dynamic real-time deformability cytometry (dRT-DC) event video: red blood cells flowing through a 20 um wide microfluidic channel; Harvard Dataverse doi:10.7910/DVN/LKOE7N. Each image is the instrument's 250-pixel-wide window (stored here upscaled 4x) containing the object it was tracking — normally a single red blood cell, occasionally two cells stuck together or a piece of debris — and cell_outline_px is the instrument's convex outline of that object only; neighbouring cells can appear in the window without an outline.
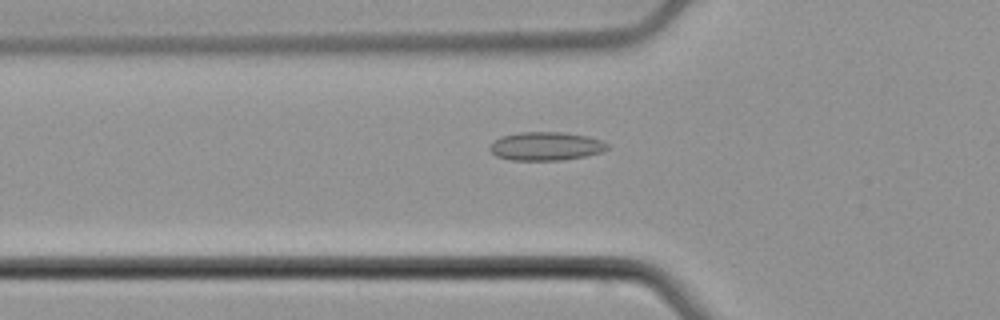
{"species": "common noctule bat (a hibernating species)", "species_latin": "Nyctalus noctula", "temperature_condition": "cold", "stored_images_in_passage": 54, "camera_frame_rate_fps": 3000, "um_per_image_px": 0.085, "animal": {"sex": "male", "body_mass_g": 21.5, "forearm_length_mm": 52.0}, "frame": {"image": 1, "passage_image": 19, "time_ms": 6.0, "image_size_px": [1000, 320], "cell_outline_px": [[608, 148], [600, 152], [584, 156], [564, 160], [512, 160], [496, 156], [488, 148], [500, 136], [520, 132], [564, 132], [588, 136], [600, 140], [608, 144]], "centroid_in_image_um": [46.39, 12.42], "position_along_channel_um": 79.4, "area_um2": 19.42}}
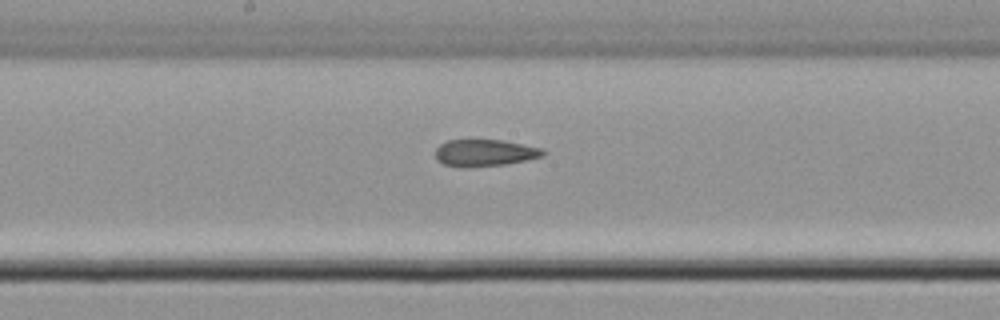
{"frame": {"image": 2, "passage_image": 29, "time_ms": 9.333, "image_size_px": [1000, 320], "cell_outline_px": [[544, 156], [504, 164], [444, 164], [436, 160], [436, 148], [440, 144], [448, 140], [504, 140], [544, 148]], "centroid_in_image_um": [41.26, 12.93], "position_along_channel_um": 206.9, "area_um2": 16.01}}
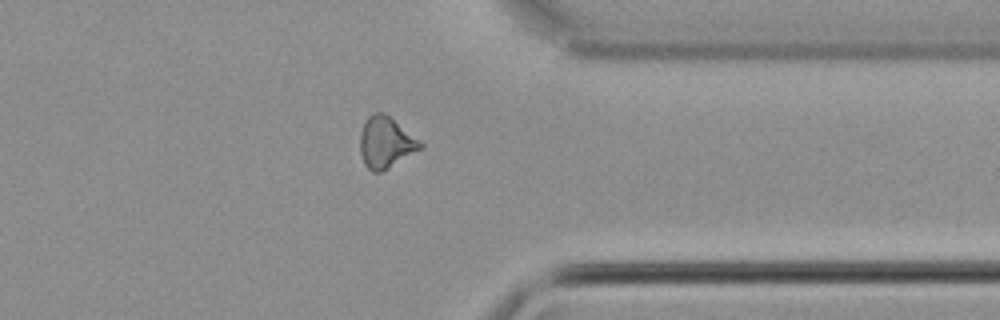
{"frame": {"image": 3, "passage_image": 43, "time_ms": 14.0, "image_size_px": [1000, 320], "cell_outline_px": [[424, 148], [388, 168], [380, 172], [372, 172], [364, 164], [360, 152], [360, 132], [368, 116], [372, 112], [384, 112], [424, 144]], "centroid_in_image_um": [32.79, 12.11], "position_along_channel_um": 378.6, "area_um2": 17.98}, "authors_computed_cell_mechanics": {"area_um2": 17.918, "velocity_mm_per_s": 3.8173, "shape_relaxation_time_tau1_ms": null, "shape_relaxation_time_tau2_ms": 6.4621, "deformation_change_tau1": null, "deformation_change_tau2": 0.1378}}